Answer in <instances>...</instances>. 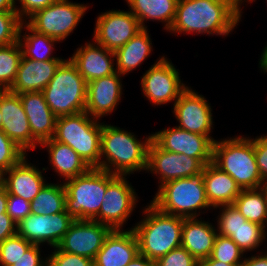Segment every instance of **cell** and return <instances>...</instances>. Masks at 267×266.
<instances>
[{
	"label": "cell",
	"mask_w": 267,
	"mask_h": 266,
	"mask_svg": "<svg viewBox=\"0 0 267 266\" xmlns=\"http://www.w3.org/2000/svg\"><path fill=\"white\" fill-rule=\"evenodd\" d=\"M117 71L87 83L85 111L94 119L109 115L115 110L122 95V84ZM99 118V119H98Z\"/></svg>",
	"instance_id": "44dd1931"
},
{
	"label": "cell",
	"mask_w": 267,
	"mask_h": 266,
	"mask_svg": "<svg viewBox=\"0 0 267 266\" xmlns=\"http://www.w3.org/2000/svg\"><path fill=\"white\" fill-rule=\"evenodd\" d=\"M27 153L0 130V169L4 172L17 164Z\"/></svg>",
	"instance_id": "74e56055"
},
{
	"label": "cell",
	"mask_w": 267,
	"mask_h": 266,
	"mask_svg": "<svg viewBox=\"0 0 267 266\" xmlns=\"http://www.w3.org/2000/svg\"><path fill=\"white\" fill-rule=\"evenodd\" d=\"M130 11L137 17L142 28H147L144 21L158 20L165 22V29L169 30L176 12L178 0H126Z\"/></svg>",
	"instance_id": "f546056e"
},
{
	"label": "cell",
	"mask_w": 267,
	"mask_h": 266,
	"mask_svg": "<svg viewBox=\"0 0 267 266\" xmlns=\"http://www.w3.org/2000/svg\"><path fill=\"white\" fill-rule=\"evenodd\" d=\"M143 94L153 105L177 101L187 88L181 83L179 72L165 56L151 65L141 79Z\"/></svg>",
	"instance_id": "30bf717a"
},
{
	"label": "cell",
	"mask_w": 267,
	"mask_h": 266,
	"mask_svg": "<svg viewBox=\"0 0 267 266\" xmlns=\"http://www.w3.org/2000/svg\"><path fill=\"white\" fill-rule=\"evenodd\" d=\"M139 254L134 230H111L94 258V266H126Z\"/></svg>",
	"instance_id": "7402d4cb"
},
{
	"label": "cell",
	"mask_w": 267,
	"mask_h": 266,
	"mask_svg": "<svg viewBox=\"0 0 267 266\" xmlns=\"http://www.w3.org/2000/svg\"><path fill=\"white\" fill-rule=\"evenodd\" d=\"M41 92L57 117L85 111L87 82L70 59H64Z\"/></svg>",
	"instance_id": "ba28073f"
},
{
	"label": "cell",
	"mask_w": 267,
	"mask_h": 266,
	"mask_svg": "<svg viewBox=\"0 0 267 266\" xmlns=\"http://www.w3.org/2000/svg\"><path fill=\"white\" fill-rule=\"evenodd\" d=\"M141 27L131 11L110 10L97 17L94 43L115 51L139 33Z\"/></svg>",
	"instance_id": "7c38bea8"
},
{
	"label": "cell",
	"mask_w": 267,
	"mask_h": 266,
	"mask_svg": "<svg viewBox=\"0 0 267 266\" xmlns=\"http://www.w3.org/2000/svg\"><path fill=\"white\" fill-rule=\"evenodd\" d=\"M216 230L209 222L197 218H184L181 246L198 261L208 258L218 234Z\"/></svg>",
	"instance_id": "4316f807"
},
{
	"label": "cell",
	"mask_w": 267,
	"mask_h": 266,
	"mask_svg": "<svg viewBox=\"0 0 267 266\" xmlns=\"http://www.w3.org/2000/svg\"><path fill=\"white\" fill-rule=\"evenodd\" d=\"M203 168L197 158L163 150L153 139L149 144L146 170L160 175V185L170 180L200 175Z\"/></svg>",
	"instance_id": "4fadbf2b"
},
{
	"label": "cell",
	"mask_w": 267,
	"mask_h": 266,
	"mask_svg": "<svg viewBox=\"0 0 267 266\" xmlns=\"http://www.w3.org/2000/svg\"><path fill=\"white\" fill-rule=\"evenodd\" d=\"M4 171L0 169V188L3 187Z\"/></svg>",
	"instance_id": "db71d44e"
},
{
	"label": "cell",
	"mask_w": 267,
	"mask_h": 266,
	"mask_svg": "<svg viewBox=\"0 0 267 266\" xmlns=\"http://www.w3.org/2000/svg\"><path fill=\"white\" fill-rule=\"evenodd\" d=\"M212 163L229 174L241 190L265 185L256 163L254 138L233 137L213 144Z\"/></svg>",
	"instance_id": "277c9868"
},
{
	"label": "cell",
	"mask_w": 267,
	"mask_h": 266,
	"mask_svg": "<svg viewBox=\"0 0 267 266\" xmlns=\"http://www.w3.org/2000/svg\"><path fill=\"white\" fill-rule=\"evenodd\" d=\"M260 59L261 60L259 64H260L261 70L267 72V46H265Z\"/></svg>",
	"instance_id": "816d5d0a"
},
{
	"label": "cell",
	"mask_w": 267,
	"mask_h": 266,
	"mask_svg": "<svg viewBox=\"0 0 267 266\" xmlns=\"http://www.w3.org/2000/svg\"><path fill=\"white\" fill-rule=\"evenodd\" d=\"M217 207L222 209L218 215L217 233L230 237L243 253L257 249L266 239V228L246 220L234 204Z\"/></svg>",
	"instance_id": "2e32d148"
},
{
	"label": "cell",
	"mask_w": 267,
	"mask_h": 266,
	"mask_svg": "<svg viewBox=\"0 0 267 266\" xmlns=\"http://www.w3.org/2000/svg\"><path fill=\"white\" fill-rule=\"evenodd\" d=\"M155 264L156 266H199V261L180 246L157 259Z\"/></svg>",
	"instance_id": "f35d334b"
},
{
	"label": "cell",
	"mask_w": 267,
	"mask_h": 266,
	"mask_svg": "<svg viewBox=\"0 0 267 266\" xmlns=\"http://www.w3.org/2000/svg\"><path fill=\"white\" fill-rule=\"evenodd\" d=\"M16 1L15 0H0V11L8 12V11H16Z\"/></svg>",
	"instance_id": "f907efd6"
},
{
	"label": "cell",
	"mask_w": 267,
	"mask_h": 266,
	"mask_svg": "<svg viewBox=\"0 0 267 266\" xmlns=\"http://www.w3.org/2000/svg\"><path fill=\"white\" fill-rule=\"evenodd\" d=\"M146 215L132 229L139 244V254L156 261L181 246L184 218L161 212L154 205L146 206Z\"/></svg>",
	"instance_id": "3957f363"
},
{
	"label": "cell",
	"mask_w": 267,
	"mask_h": 266,
	"mask_svg": "<svg viewBox=\"0 0 267 266\" xmlns=\"http://www.w3.org/2000/svg\"><path fill=\"white\" fill-rule=\"evenodd\" d=\"M87 8V5L59 0L34 12L25 23L39 33L62 41L73 32Z\"/></svg>",
	"instance_id": "9c48e42d"
},
{
	"label": "cell",
	"mask_w": 267,
	"mask_h": 266,
	"mask_svg": "<svg viewBox=\"0 0 267 266\" xmlns=\"http://www.w3.org/2000/svg\"><path fill=\"white\" fill-rule=\"evenodd\" d=\"M26 156L4 172L3 187L9 195H15L31 202L46 182L39 168L27 163ZM7 174L8 176H6Z\"/></svg>",
	"instance_id": "d4e9b609"
},
{
	"label": "cell",
	"mask_w": 267,
	"mask_h": 266,
	"mask_svg": "<svg viewBox=\"0 0 267 266\" xmlns=\"http://www.w3.org/2000/svg\"><path fill=\"white\" fill-rule=\"evenodd\" d=\"M22 50L17 42L0 46V90H9L17 77Z\"/></svg>",
	"instance_id": "836d02e7"
},
{
	"label": "cell",
	"mask_w": 267,
	"mask_h": 266,
	"mask_svg": "<svg viewBox=\"0 0 267 266\" xmlns=\"http://www.w3.org/2000/svg\"><path fill=\"white\" fill-rule=\"evenodd\" d=\"M152 139L163 150L197 158L204 166L212 162L213 144L216 141L212 136H203L176 126L152 134Z\"/></svg>",
	"instance_id": "5bb4252c"
},
{
	"label": "cell",
	"mask_w": 267,
	"mask_h": 266,
	"mask_svg": "<svg viewBox=\"0 0 267 266\" xmlns=\"http://www.w3.org/2000/svg\"><path fill=\"white\" fill-rule=\"evenodd\" d=\"M202 178L207 199L214 208L220 205L234 204L241 192L236 181L212 162L204 166Z\"/></svg>",
	"instance_id": "484cf974"
},
{
	"label": "cell",
	"mask_w": 267,
	"mask_h": 266,
	"mask_svg": "<svg viewBox=\"0 0 267 266\" xmlns=\"http://www.w3.org/2000/svg\"><path fill=\"white\" fill-rule=\"evenodd\" d=\"M229 2H231L240 12H242L240 9V4L243 2V0H228Z\"/></svg>",
	"instance_id": "f5cc1de1"
},
{
	"label": "cell",
	"mask_w": 267,
	"mask_h": 266,
	"mask_svg": "<svg viewBox=\"0 0 267 266\" xmlns=\"http://www.w3.org/2000/svg\"><path fill=\"white\" fill-rule=\"evenodd\" d=\"M234 205L246 220L266 228L267 194L264 187L241 190Z\"/></svg>",
	"instance_id": "1f68e13d"
},
{
	"label": "cell",
	"mask_w": 267,
	"mask_h": 266,
	"mask_svg": "<svg viewBox=\"0 0 267 266\" xmlns=\"http://www.w3.org/2000/svg\"><path fill=\"white\" fill-rule=\"evenodd\" d=\"M8 193L4 187L0 188V214L7 213Z\"/></svg>",
	"instance_id": "681fc988"
},
{
	"label": "cell",
	"mask_w": 267,
	"mask_h": 266,
	"mask_svg": "<svg viewBox=\"0 0 267 266\" xmlns=\"http://www.w3.org/2000/svg\"><path fill=\"white\" fill-rule=\"evenodd\" d=\"M103 123L86 111L56 119L53 139L69 145L91 168L100 169L101 132Z\"/></svg>",
	"instance_id": "5b68a950"
},
{
	"label": "cell",
	"mask_w": 267,
	"mask_h": 266,
	"mask_svg": "<svg viewBox=\"0 0 267 266\" xmlns=\"http://www.w3.org/2000/svg\"><path fill=\"white\" fill-rule=\"evenodd\" d=\"M127 175H117L108 185L101 208L94 221L121 229L135 210L137 194L126 180Z\"/></svg>",
	"instance_id": "8fae6325"
},
{
	"label": "cell",
	"mask_w": 267,
	"mask_h": 266,
	"mask_svg": "<svg viewBox=\"0 0 267 266\" xmlns=\"http://www.w3.org/2000/svg\"><path fill=\"white\" fill-rule=\"evenodd\" d=\"M66 189L63 184L46 183L30 202L31 213L50 216L66 210Z\"/></svg>",
	"instance_id": "d6a6232c"
},
{
	"label": "cell",
	"mask_w": 267,
	"mask_h": 266,
	"mask_svg": "<svg viewBox=\"0 0 267 266\" xmlns=\"http://www.w3.org/2000/svg\"><path fill=\"white\" fill-rule=\"evenodd\" d=\"M240 266H267V253L260 256H251V258H244Z\"/></svg>",
	"instance_id": "bcb514c9"
},
{
	"label": "cell",
	"mask_w": 267,
	"mask_h": 266,
	"mask_svg": "<svg viewBox=\"0 0 267 266\" xmlns=\"http://www.w3.org/2000/svg\"><path fill=\"white\" fill-rule=\"evenodd\" d=\"M18 1L21 4L20 6L21 9L16 8V12L23 21H26V19H24L25 17H29L37 10L45 8L59 0H18Z\"/></svg>",
	"instance_id": "ee69618b"
},
{
	"label": "cell",
	"mask_w": 267,
	"mask_h": 266,
	"mask_svg": "<svg viewBox=\"0 0 267 266\" xmlns=\"http://www.w3.org/2000/svg\"><path fill=\"white\" fill-rule=\"evenodd\" d=\"M1 126H2V113L0 111V130H1Z\"/></svg>",
	"instance_id": "11a10c76"
},
{
	"label": "cell",
	"mask_w": 267,
	"mask_h": 266,
	"mask_svg": "<svg viewBox=\"0 0 267 266\" xmlns=\"http://www.w3.org/2000/svg\"><path fill=\"white\" fill-rule=\"evenodd\" d=\"M32 245L17 233L0 243V265L11 266Z\"/></svg>",
	"instance_id": "d590c367"
},
{
	"label": "cell",
	"mask_w": 267,
	"mask_h": 266,
	"mask_svg": "<svg viewBox=\"0 0 267 266\" xmlns=\"http://www.w3.org/2000/svg\"><path fill=\"white\" fill-rule=\"evenodd\" d=\"M151 204L163 213L197 218V209L212 207L207 199L202 174L174 179L159 185Z\"/></svg>",
	"instance_id": "52a82bcc"
},
{
	"label": "cell",
	"mask_w": 267,
	"mask_h": 266,
	"mask_svg": "<svg viewBox=\"0 0 267 266\" xmlns=\"http://www.w3.org/2000/svg\"><path fill=\"white\" fill-rule=\"evenodd\" d=\"M243 254L230 237L217 234L210 257L227 264H242Z\"/></svg>",
	"instance_id": "e575fe53"
},
{
	"label": "cell",
	"mask_w": 267,
	"mask_h": 266,
	"mask_svg": "<svg viewBox=\"0 0 267 266\" xmlns=\"http://www.w3.org/2000/svg\"><path fill=\"white\" fill-rule=\"evenodd\" d=\"M241 264H227L221 261L213 260L211 257L199 261V266H240Z\"/></svg>",
	"instance_id": "c3c4849f"
},
{
	"label": "cell",
	"mask_w": 267,
	"mask_h": 266,
	"mask_svg": "<svg viewBox=\"0 0 267 266\" xmlns=\"http://www.w3.org/2000/svg\"><path fill=\"white\" fill-rule=\"evenodd\" d=\"M17 233V225L7 214H0V243Z\"/></svg>",
	"instance_id": "f6af8a7d"
},
{
	"label": "cell",
	"mask_w": 267,
	"mask_h": 266,
	"mask_svg": "<svg viewBox=\"0 0 267 266\" xmlns=\"http://www.w3.org/2000/svg\"><path fill=\"white\" fill-rule=\"evenodd\" d=\"M266 190V194H267V183H265V185L263 186Z\"/></svg>",
	"instance_id": "9f6ffc18"
},
{
	"label": "cell",
	"mask_w": 267,
	"mask_h": 266,
	"mask_svg": "<svg viewBox=\"0 0 267 266\" xmlns=\"http://www.w3.org/2000/svg\"><path fill=\"white\" fill-rule=\"evenodd\" d=\"M27 115L32 134V149L53 138L57 116L49 108L42 92L18 94Z\"/></svg>",
	"instance_id": "ffe728a7"
},
{
	"label": "cell",
	"mask_w": 267,
	"mask_h": 266,
	"mask_svg": "<svg viewBox=\"0 0 267 266\" xmlns=\"http://www.w3.org/2000/svg\"><path fill=\"white\" fill-rule=\"evenodd\" d=\"M23 20L16 11H0V46H6L18 41Z\"/></svg>",
	"instance_id": "8d00e7d4"
},
{
	"label": "cell",
	"mask_w": 267,
	"mask_h": 266,
	"mask_svg": "<svg viewBox=\"0 0 267 266\" xmlns=\"http://www.w3.org/2000/svg\"><path fill=\"white\" fill-rule=\"evenodd\" d=\"M173 112L179 125L186 131L210 136L213 125L212 109L203 95L187 87L174 102Z\"/></svg>",
	"instance_id": "ac0fdd59"
},
{
	"label": "cell",
	"mask_w": 267,
	"mask_h": 266,
	"mask_svg": "<svg viewBox=\"0 0 267 266\" xmlns=\"http://www.w3.org/2000/svg\"><path fill=\"white\" fill-rule=\"evenodd\" d=\"M116 174L91 168L85 174L66 180V212L74 220H94L101 208L107 185Z\"/></svg>",
	"instance_id": "8992f818"
},
{
	"label": "cell",
	"mask_w": 267,
	"mask_h": 266,
	"mask_svg": "<svg viewBox=\"0 0 267 266\" xmlns=\"http://www.w3.org/2000/svg\"><path fill=\"white\" fill-rule=\"evenodd\" d=\"M151 141L152 134L142 142L137 140L133 133L122 130L120 127L103 124L100 169L116 175H130L135 171L146 170Z\"/></svg>",
	"instance_id": "7a4b0ae2"
},
{
	"label": "cell",
	"mask_w": 267,
	"mask_h": 266,
	"mask_svg": "<svg viewBox=\"0 0 267 266\" xmlns=\"http://www.w3.org/2000/svg\"><path fill=\"white\" fill-rule=\"evenodd\" d=\"M1 130L25 153L32 149V134L27 115L18 94L0 90Z\"/></svg>",
	"instance_id": "d6986e66"
},
{
	"label": "cell",
	"mask_w": 267,
	"mask_h": 266,
	"mask_svg": "<svg viewBox=\"0 0 267 266\" xmlns=\"http://www.w3.org/2000/svg\"><path fill=\"white\" fill-rule=\"evenodd\" d=\"M112 229L94 220H74L57 248L92 260Z\"/></svg>",
	"instance_id": "e0dca14e"
},
{
	"label": "cell",
	"mask_w": 267,
	"mask_h": 266,
	"mask_svg": "<svg viewBox=\"0 0 267 266\" xmlns=\"http://www.w3.org/2000/svg\"><path fill=\"white\" fill-rule=\"evenodd\" d=\"M54 249V252L48 258L50 266H94V261L88 257L66 253L60 251L57 247Z\"/></svg>",
	"instance_id": "ab89813d"
},
{
	"label": "cell",
	"mask_w": 267,
	"mask_h": 266,
	"mask_svg": "<svg viewBox=\"0 0 267 266\" xmlns=\"http://www.w3.org/2000/svg\"><path fill=\"white\" fill-rule=\"evenodd\" d=\"M74 219L65 211L50 216L30 213L17 224V234L32 244L58 246Z\"/></svg>",
	"instance_id": "9a60e30c"
},
{
	"label": "cell",
	"mask_w": 267,
	"mask_h": 266,
	"mask_svg": "<svg viewBox=\"0 0 267 266\" xmlns=\"http://www.w3.org/2000/svg\"><path fill=\"white\" fill-rule=\"evenodd\" d=\"M40 245L32 244L26 252L11 266H45L48 258L43 261L40 257Z\"/></svg>",
	"instance_id": "7bdbcfd3"
},
{
	"label": "cell",
	"mask_w": 267,
	"mask_h": 266,
	"mask_svg": "<svg viewBox=\"0 0 267 266\" xmlns=\"http://www.w3.org/2000/svg\"><path fill=\"white\" fill-rule=\"evenodd\" d=\"M95 44L87 43L84 47L77 48L69 58L87 83L116 72L112 63L115 58L114 51Z\"/></svg>",
	"instance_id": "603a6c76"
},
{
	"label": "cell",
	"mask_w": 267,
	"mask_h": 266,
	"mask_svg": "<svg viewBox=\"0 0 267 266\" xmlns=\"http://www.w3.org/2000/svg\"><path fill=\"white\" fill-rule=\"evenodd\" d=\"M240 19L241 12L228 0H178L168 31L228 35Z\"/></svg>",
	"instance_id": "6da1fadb"
},
{
	"label": "cell",
	"mask_w": 267,
	"mask_h": 266,
	"mask_svg": "<svg viewBox=\"0 0 267 266\" xmlns=\"http://www.w3.org/2000/svg\"><path fill=\"white\" fill-rule=\"evenodd\" d=\"M30 213L31 205L29 201L15 195L8 194L7 214L12 218L16 225Z\"/></svg>",
	"instance_id": "60d3db41"
},
{
	"label": "cell",
	"mask_w": 267,
	"mask_h": 266,
	"mask_svg": "<svg viewBox=\"0 0 267 266\" xmlns=\"http://www.w3.org/2000/svg\"><path fill=\"white\" fill-rule=\"evenodd\" d=\"M64 60L37 61L22 56L17 77L9 89L14 94L41 92Z\"/></svg>",
	"instance_id": "cb8c5ba5"
},
{
	"label": "cell",
	"mask_w": 267,
	"mask_h": 266,
	"mask_svg": "<svg viewBox=\"0 0 267 266\" xmlns=\"http://www.w3.org/2000/svg\"><path fill=\"white\" fill-rule=\"evenodd\" d=\"M126 266H156L155 261L150 260L146 256L138 254L130 263Z\"/></svg>",
	"instance_id": "7dc6e473"
},
{
	"label": "cell",
	"mask_w": 267,
	"mask_h": 266,
	"mask_svg": "<svg viewBox=\"0 0 267 266\" xmlns=\"http://www.w3.org/2000/svg\"><path fill=\"white\" fill-rule=\"evenodd\" d=\"M25 26L26 31L30 32L31 34L25 33V35L23 34L22 36L21 33ZM55 42L59 41L33 30L27 23L25 24L24 21L22 22L18 37V43L21 47L22 56L24 58L37 61L63 60L59 57L51 56Z\"/></svg>",
	"instance_id": "4dcf8cb0"
},
{
	"label": "cell",
	"mask_w": 267,
	"mask_h": 266,
	"mask_svg": "<svg viewBox=\"0 0 267 266\" xmlns=\"http://www.w3.org/2000/svg\"><path fill=\"white\" fill-rule=\"evenodd\" d=\"M151 38L147 28H143L139 33L132 37L125 45L114 51L116 59V71L120 75H125L150 55L152 50Z\"/></svg>",
	"instance_id": "f1b7e54d"
},
{
	"label": "cell",
	"mask_w": 267,
	"mask_h": 266,
	"mask_svg": "<svg viewBox=\"0 0 267 266\" xmlns=\"http://www.w3.org/2000/svg\"><path fill=\"white\" fill-rule=\"evenodd\" d=\"M254 151L261 179L267 183V135L254 139Z\"/></svg>",
	"instance_id": "b9f144b4"
},
{
	"label": "cell",
	"mask_w": 267,
	"mask_h": 266,
	"mask_svg": "<svg viewBox=\"0 0 267 266\" xmlns=\"http://www.w3.org/2000/svg\"><path fill=\"white\" fill-rule=\"evenodd\" d=\"M40 145L47 148L52 167L65 180L85 174L91 169L69 145L60 143L53 138Z\"/></svg>",
	"instance_id": "83f0119b"
}]
</instances>
